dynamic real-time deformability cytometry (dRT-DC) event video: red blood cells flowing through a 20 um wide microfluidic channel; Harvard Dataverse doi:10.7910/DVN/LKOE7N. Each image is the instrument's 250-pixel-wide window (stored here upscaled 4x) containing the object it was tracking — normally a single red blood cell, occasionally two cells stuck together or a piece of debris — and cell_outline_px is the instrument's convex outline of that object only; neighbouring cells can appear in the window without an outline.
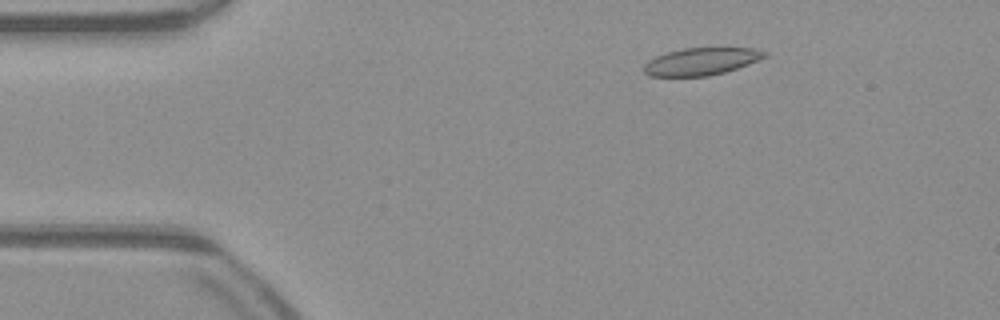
{"species": "common noctule bat (a hibernating species)", "species_latin": "Nyctalus noctula", "temperature_condition": "warm", "stored_images_in_passage": 49, "camera_frame_rate_fps": 3000, "um_per_image_px": 0.085, "animal": {"sex": "male", "body_mass_g": 23.1, "forearm_length_mm": 52.7}, "frame": {"image": 1, "passage_image": 6, "time_ms": 1.667, "image_size_px": [1000, 320], "cell_outline_px": [[768, 56], [748, 64], [724, 72], [708, 76], [648, 76], [644, 72], [644, 64], [648, 60], [656, 56], [680, 48], [752, 48], [768, 52]], "centroid_in_image_um": [59.59, 5.22], "position_along_channel_um": 25.4, "area_um2": 19.19}}
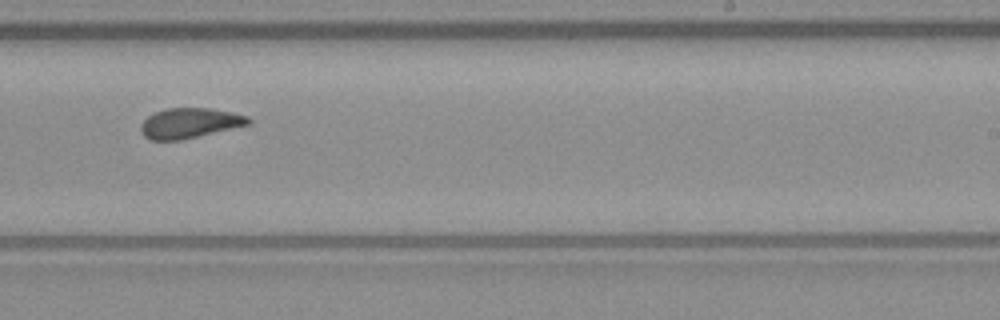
{"frame": {"image": 2, "passage_image": 29, "time_ms": 9.333, "image_size_px": [1000, 320], "cell_outline_px": [[252, 124], [184, 140], [152, 140], [144, 136], [140, 132], [140, 124], [148, 116], [164, 108], [212, 108], [232, 112], [248, 116], [252, 120]], "centroid_in_image_um": [16.15, 10.47], "position_along_channel_um": 272.8, "area_um2": 19.25}}
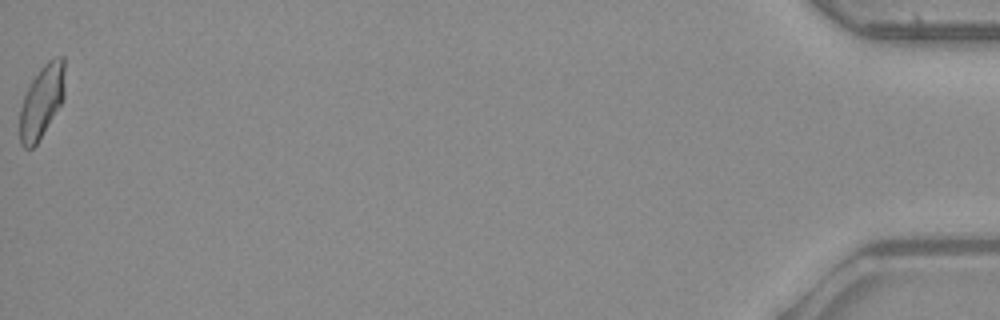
{"frame": {"image": 3, "passage_image": 49, "time_ms": 16.0, "image_size_px": [1000, 320], "cell_outline_px": [[64, 100], [36, 144], [32, 148], [24, 148], [20, 144], [20, 108], [24, 96], [32, 80], [40, 68], [48, 60], [56, 56], [64, 56]], "centroid_in_image_um": [3.56, 8.61], "position_along_channel_um": 431.6, "area_um2": 19.07}, "authors_computed_cell_mechanics": {"area_um2": 19.3052, "velocity_mm_per_s": 4.0537, "shape_relaxation_time_tau1_ms": null, "shape_relaxation_time_tau2_ms": 1.6705, "deformation_change_tau1": null, "deformation_change_tau2": 0.0865}}